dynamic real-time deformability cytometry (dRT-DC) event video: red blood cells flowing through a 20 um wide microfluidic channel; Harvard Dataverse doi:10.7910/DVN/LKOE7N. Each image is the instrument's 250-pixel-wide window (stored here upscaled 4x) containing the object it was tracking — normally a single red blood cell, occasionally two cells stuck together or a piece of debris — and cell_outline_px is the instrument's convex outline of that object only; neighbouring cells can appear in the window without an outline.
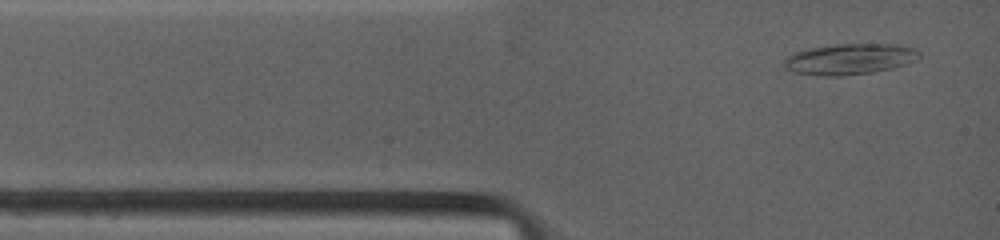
{"species": "common noctule bat (a hibernating species)", "species_latin": "Nyctalus noctula", "temperature_condition": "warm", "stored_images_in_passage": 64, "camera_frame_rate_fps": 4500, "um_per_image_px": 0.085, "animal": {"sex": "female", "body_mass_g": 19.0, "forearm_length_mm": 53.3}, "frame": {"image": 1, "passage_image": 1, "time_ms": 0.0, "image_size_px": [1000, 240], "cell_outline_px": [[920, 56], [916, 60], [892, 68], [872, 72], [844, 76], [824, 76], [792, 72], [784, 68], [784, 60], [792, 52], [812, 48], [836, 44], [900, 44], [916, 48], [920, 52]], "centroid_in_image_um": [72.22, 5.02], "position_along_channel_um": 12.8, "area_um2": 24.45}}
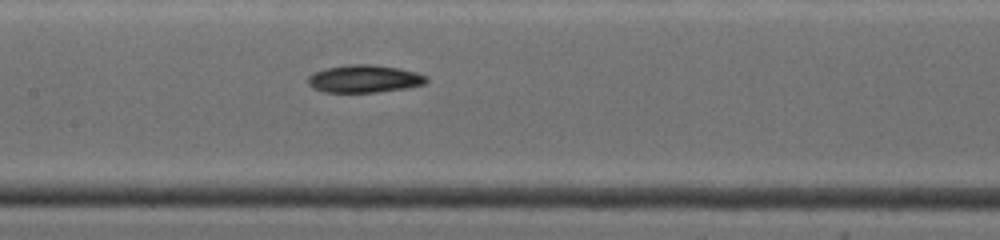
{"frame": {"image": 2, "passage_image": 32, "time_ms": 4.889, "image_size_px": [1000, 240], "cell_outline_px": [[428, 80], [424, 84], [408, 88], [376, 92], [324, 92], [312, 88], [308, 84], [308, 76], [316, 72], [328, 68], [348, 64], [372, 64], [400, 68], [416, 72], [428, 76]], "centroid_in_image_um": [31.0, 6.7], "position_along_channel_um": 176.4, "area_um2": 19.13}}
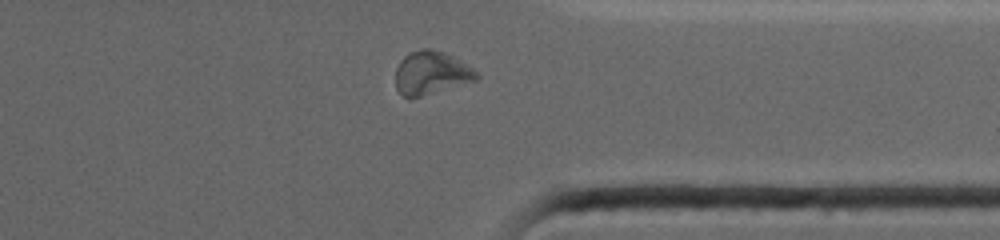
{"frame": {"image": 3, "passage_image": 57, "time_ms": 10.0, "image_size_px": [1000, 240], "cell_outline_px": [[480, 76], [476, 80], [420, 96], [404, 96], [396, 88], [396, 68], [400, 60], [404, 56], [420, 48], [428, 48], [444, 52], [460, 60], [472, 68]], "centroid_in_image_um": [36.64, 6.17], "position_along_channel_um": 374.8, "area_um2": 20.0}, "authors_computed_cell_mechanics": {"area_um2": 19.1318, "velocity_mm_per_s": 3.9501, "shape_relaxation_time_tau1_ms": 5.4646, "shape_relaxation_time_tau2_ms": null, "deformation_change_tau1": 0.1537, "deformation_change_tau2": null}}